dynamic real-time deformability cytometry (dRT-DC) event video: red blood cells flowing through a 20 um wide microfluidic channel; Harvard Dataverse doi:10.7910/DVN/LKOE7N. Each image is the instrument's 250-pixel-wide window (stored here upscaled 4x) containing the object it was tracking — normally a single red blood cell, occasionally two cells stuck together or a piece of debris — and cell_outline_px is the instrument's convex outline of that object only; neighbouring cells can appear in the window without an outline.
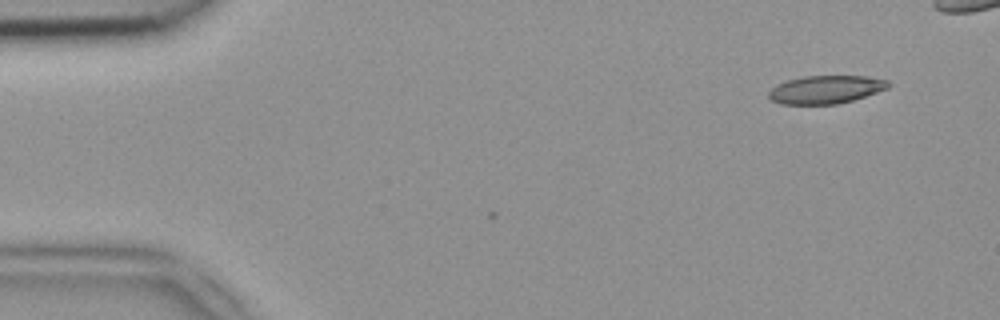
{"species": "common noctule bat (a hibernating species)", "species_latin": "Nyctalus noctula", "temperature_condition": "room temperature", "stored_images_in_passage": 2, "camera_frame_rate_fps": 3000, "um_per_image_px": 0.085, "animal": {"sex": "female", "body_mass_g": 18.4}, "frame": {"image": 1, "passage_image": 2, "time_ms": 0.333, "image_size_px": [1000, 320], "cell_outline_px": [[892, 84], [888, 88], [852, 100], [836, 104], [780, 104], [772, 100], [768, 96], [768, 92], [772, 88], [788, 80], [804, 76], [868, 76], [888, 80]], "centroid_in_image_um": [70.21, 7.6], "position_along_channel_um": 14.8, "area_um2": 19.42}}